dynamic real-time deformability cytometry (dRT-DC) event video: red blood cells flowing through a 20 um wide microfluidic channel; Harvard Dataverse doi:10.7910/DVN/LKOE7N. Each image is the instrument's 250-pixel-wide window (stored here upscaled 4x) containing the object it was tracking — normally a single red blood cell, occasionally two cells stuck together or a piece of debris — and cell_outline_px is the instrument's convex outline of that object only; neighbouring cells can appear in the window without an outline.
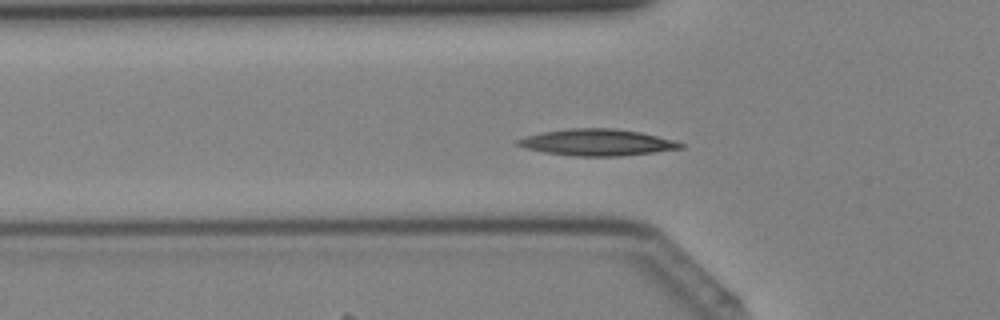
{"species": "Egyptian fruit bat (a non-hibernating species)", "species_latin": "Rousettus aegyptiacus", "temperature_condition": "cold", "stored_images_in_passage": 36, "camera_frame_rate_fps": 3000, "um_per_image_px": 0.085, "animal": {"sex": "female"}, "frame": {"image": 1, "passage_image": 13, "time_ms": 4.0, "image_size_px": [1000, 320], "cell_outline_px": [[684, 148], [620, 156], [576, 156], [544, 152], [528, 148], [516, 144], [516, 140], [524, 136], [540, 132], [568, 128], [612, 128], [640, 132], [672, 140], [684, 144]], "centroid_in_image_um": [50.72, 12.09], "position_along_channel_um": 75.1, "area_um2": 24.97}}
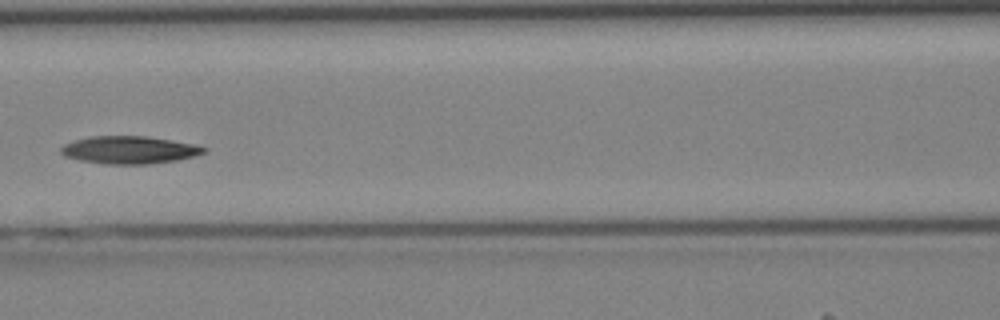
{"frame": {"image": 2, "passage_image": 18, "time_ms": 5.667, "image_size_px": [1000, 320], "cell_outline_px": [[208, 152], [176, 160], [148, 164], [104, 164], [80, 160], [64, 156], [60, 152], [60, 148], [64, 144], [88, 136], [148, 136], [196, 144], [208, 148]], "centroid_in_image_um": [11.01, 12.74], "position_along_channel_um": 155.6, "area_um2": 23.12}}
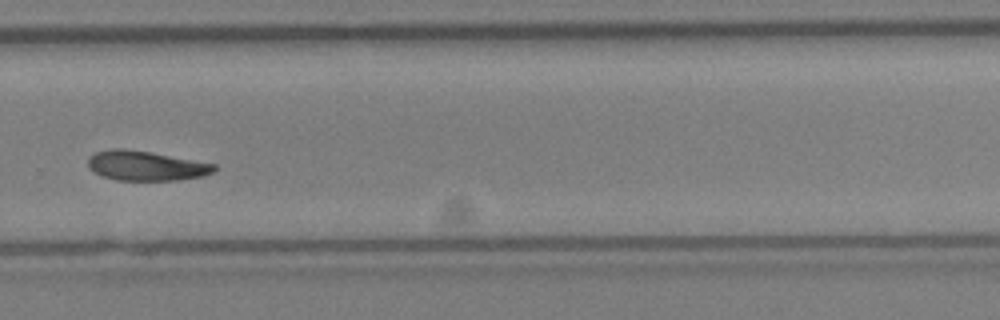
{"frame": {"image": 3, "passage_image": 28, "time_ms": 9.0, "image_size_px": [1000, 320], "cell_outline_px": [[216, 168], [212, 172], [200, 176], [176, 180], [116, 180], [104, 176], [88, 168], [88, 156], [96, 152], [112, 148], [124, 148], [148, 152], [216, 164]], "centroid_in_image_um": [12.35, 14.08], "position_along_channel_um": 317.4, "area_um2": 21.5}}